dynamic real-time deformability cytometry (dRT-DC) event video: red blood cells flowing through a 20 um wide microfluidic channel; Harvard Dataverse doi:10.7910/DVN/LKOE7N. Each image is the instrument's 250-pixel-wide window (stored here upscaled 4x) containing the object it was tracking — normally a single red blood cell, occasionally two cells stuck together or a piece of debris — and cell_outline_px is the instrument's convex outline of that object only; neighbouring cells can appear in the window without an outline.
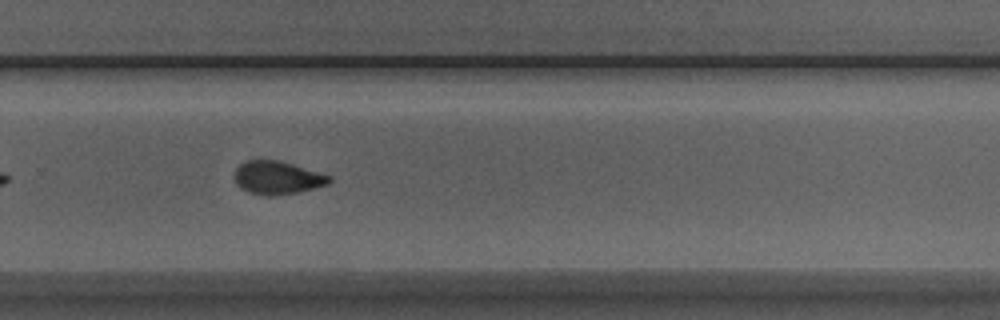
{"species": "Egyptian fruit bat (a non-hibernating species)", "species_latin": "Rousettus aegyptiacus", "temperature_condition": "room temperature", "stored_images_in_passage": 24, "camera_frame_rate_fps": 3000, "um_per_image_px": 0.085, "animal": {"sex": "male"}, "frame": {"image": 1, "passage_image": 21, "time_ms": 6.667, "image_size_px": [1000, 320], "cell_outline_px": [[332, 180], [328, 184], [296, 192], [276, 196], [268, 196], [248, 192], [240, 188], [236, 184], [236, 168], [240, 164], [248, 160], [276, 160], [292, 164], [332, 176]], "centroid_in_image_um": [23.57, 15.11], "position_along_channel_um": 306.2, "area_um2": 18.09}}